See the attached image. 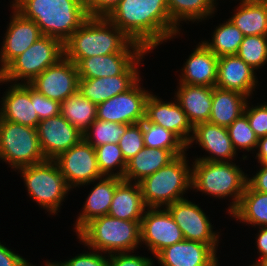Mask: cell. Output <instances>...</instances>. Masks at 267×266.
<instances>
[{"label": "cell", "instance_id": "obj_1", "mask_svg": "<svg viewBox=\"0 0 267 266\" xmlns=\"http://www.w3.org/2000/svg\"><path fill=\"white\" fill-rule=\"evenodd\" d=\"M107 18L131 41L150 52L180 36V28L170 19L166 0H120Z\"/></svg>", "mask_w": 267, "mask_h": 266}, {"label": "cell", "instance_id": "obj_2", "mask_svg": "<svg viewBox=\"0 0 267 266\" xmlns=\"http://www.w3.org/2000/svg\"><path fill=\"white\" fill-rule=\"evenodd\" d=\"M143 51L107 17L89 16L64 43V56L76 65L92 56Z\"/></svg>", "mask_w": 267, "mask_h": 266}, {"label": "cell", "instance_id": "obj_3", "mask_svg": "<svg viewBox=\"0 0 267 266\" xmlns=\"http://www.w3.org/2000/svg\"><path fill=\"white\" fill-rule=\"evenodd\" d=\"M11 6L33 20L43 36L63 44L89 17L83 0H13Z\"/></svg>", "mask_w": 267, "mask_h": 266}, {"label": "cell", "instance_id": "obj_4", "mask_svg": "<svg viewBox=\"0 0 267 266\" xmlns=\"http://www.w3.org/2000/svg\"><path fill=\"white\" fill-rule=\"evenodd\" d=\"M140 223L104 215L90 220L76 234L89 250L107 255L122 252L131 254L141 244Z\"/></svg>", "mask_w": 267, "mask_h": 266}, {"label": "cell", "instance_id": "obj_5", "mask_svg": "<svg viewBox=\"0 0 267 266\" xmlns=\"http://www.w3.org/2000/svg\"><path fill=\"white\" fill-rule=\"evenodd\" d=\"M191 188L209 196L231 197L229 215L238 206L247 184V174L234 162L201 161L192 162Z\"/></svg>", "mask_w": 267, "mask_h": 266}, {"label": "cell", "instance_id": "obj_6", "mask_svg": "<svg viewBox=\"0 0 267 266\" xmlns=\"http://www.w3.org/2000/svg\"><path fill=\"white\" fill-rule=\"evenodd\" d=\"M186 153L176 156L171 162L139 183L143 201L147 208L166 207L185 199L187 190H192V167Z\"/></svg>", "mask_w": 267, "mask_h": 266}, {"label": "cell", "instance_id": "obj_7", "mask_svg": "<svg viewBox=\"0 0 267 266\" xmlns=\"http://www.w3.org/2000/svg\"><path fill=\"white\" fill-rule=\"evenodd\" d=\"M63 57L64 44L60 40L41 36L0 72V83L15 81V84H30L39 74Z\"/></svg>", "mask_w": 267, "mask_h": 266}, {"label": "cell", "instance_id": "obj_8", "mask_svg": "<svg viewBox=\"0 0 267 266\" xmlns=\"http://www.w3.org/2000/svg\"><path fill=\"white\" fill-rule=\"evenodd\" d=\"M24 179L28 194L38 206L52 215L59 212L63 201L71 190L54 160L17 169ZM62 203V204H61Z\"/></svg>", "mask_w": 267, "mask_h": 266}, {"label": "cell", "instance_id": "obj_9", "mask_svg": "<svg viewBox=\"0 0 267 266\" xmlns=\"http://www.w3.org/2000/svg\"><path fill=\"white\" fill-rule=\"evenodd\" d=\"M0 160L17 169L46 161L37 128L0 120Z\"/></svg>", "mask_w": 267, "mask_h": 266}, {"label": "cell", "instance_id": "obj_10", "mask_svg": "<svg viewBox=\"0 0 267 266\" xmlns=\"http://www.w3.org/2000/svg\"><path fill=\"white\" fill-rule=\"evenodd\" d=\"M70 189L94 184L104 177L98 167L95 149L83 139L54 159Z\"/></svg>", "mask_w": 267, "mask_h": 266}, {"label": "cell", "instance_id": "obj_11", "mask_svg": "<svg viewBox=\"0 0 267 266\" xmlns=\"http://www.w3.org/2000/svg\"><path fill=\"white\" fill-rule=\"evenodd\" d=\"M165 208L181 229L185 240L208 244L217 252L220 234L213 230L214 226L201 207L185 198Z\"/></svg>", "mask_w": 267, "mask_h": 266}, {"label": "cell", "instance_id": "obj_12", "mask_svg": "<svg viewBox=\"0 0 267 266\" xmlns=\"http://www.w3.org/2000/svg\"><path fill=\"white\" fill-rule=\"evenodd\" d=\"M141 79L128 91L97 105L98 120L120 124H138L145 118V104L151 92L142 88Z\"/></svg>", "mask_w": 267, "mask_h": 266}, {"label": "cell", "instance_id": "obj_13", "mask_svg": "<svg viewBox=\"0 0 267 266\" xmlns=\"http://www.w3.org/2000/svg\"><path fill=\"white\" fill-rule=\"evenodd\" d=\"M146 210L140 223L141 245L148 247L155 258L164 248L184 240V236L166 208Z\"/></svg>", "mask_w": 267, "mask_h": 266}, {"label": "cell", "instance_id": "obj_14", "mask_svg": "<svg viewBox=\"0 0 267 266\" xmlns=\"http://www.w3.org/2000/svg\"><path fill=\"white\" fill-rule=\"evenodd\" d=\"M150 51L144 50L120 75L112 77H101L93 79H79L78 91L98 105L118 94L124 93L132 88L141 78L140 66L144 55Z\"/></svg>", "mask_w": 267, "mask_h": 266}, {"label": "cell", "instance_id": "obj_15", "mask_svg": "<svg viewBox=\"0 0 267 266\" xmlns=\"http://www.w3.org/2000/svg\"><path fill=\"white\" fill-rule=\"evenodd\" d=\"M78 83L77 65L64 56L39 74L29 85L40 94L62 103L78 91Z\"/></svg>", "mask_w": 267, "mask_h": 266}, {"label": "cell", "instance_id": "obj_16", "mask_svg": "<svg viewBox=\"0 0 267 266\" xmlns=\"http://www.w3.org/2000/svg\"><path fill=\"white\" fill-rule=\"evenodd\" d=\"M37 134L46 160H54L82 139V133L61 114L40 120Z\"/></svg>", "mask_w": 267, "mask_h": 266}, {"label": "cell", "instance_id": "obj_17", "mask_svg": "<svg viewBox=\"0 0 267 266\" xmlns=\"http://www.w3.org/2000/svg\"><path fill=\"white\" fill-rule=\"evenodd\" d=\"M12 16L0 51V72L17 56L26 51L41 36L39 26L23 17L11 5Z\"/></svg>", "mask_w": 267, "mask_h": 266}, {"label": "cell", "instance_id": "obj_18", "mask_svg": "<svg viewBox=\"0 0 267 266\" xmlns=\"http://www.w3.org/2000/svg\"><path fill=\"white\" fill-rule=\"evenodd\" d=\"M152 93L146 100L145 119L172 131L187 145L192 137L190 133H193V126L177 100L162 101Z\"/></svg>", "mask_w": 267, "mask_h": 266}, {"label": "cell", "instance_id": "obj_19", "mask_svg": "<svg viewBox=\"0 0 267 266\" xmlns=\"http://www.w3.org/2000/svg\"><path fill=\"white\" fill-rule=\"evenodd\" d=\"M193 142L199 144L207 153L209 152V156H200L194 160L219 162L235 160L234 157H236L237 152L232 145L227 127L210 122L199 123L193 127L192 137L187 144V149L191 148L189 146L193 145Z\"/></svg>", "mask_w": 267, "mask_h": 266}, {"label": "cell", "instance_id": "obj_20", "mask_svg": "<svg viewBox=\"0 0 267 266\" xmlns=\"http://www.w3.org/2000/svg\"><path fill=\"white\" fill-rule=\"evenodd\" d=\"M216 253L208 244L184 239L164 248L155 257L160 266H219Z\"/></svg>", "mask_w": 267, "mask_h": 266}, {"label": "cell", "instance_id": "obj_21", "mask_svg": "<svg viewBox=\"0 0 267 266\" xmlns=\"http://www.w3.org/2000/svg\"><path fill=\"white\" fill-rule=\"evenodd\" d=\"M10 84L0 101V120L37 128L40 120L35 111V100H31L30 85Z\"/></svg>", "mask_w": 267, "mask_h": 266}, {"label": "cell", "instance_id": "obj_22", "mask_svg": "<svg viewBox=\"0 0 267 266\" xmlns=\"http://www.w3.org/2000/svg\"><path fill=\"white\" fill-rule=\"evenodd\" d=\"M255 74V70L237 55L220 56L215 86L239 92L249 98L258 84Z\"/></svg>", "mask_w": 267, "mask_h": 266}, {"label": "cell", "instance_id": "obj_23", "mask_svg": "<svg viewBox=\"0 0 267 266\" xmlns=\"http://www.w3.org/2000/svg\"><path fill=\"white\" fill-rule=\"evenodd\" d=\"M219 57L201 41L181 69L179 83L214 87L218 76Z\"/></svg>", "mask_w": 267, "mask_h": 266}, {"label": "cell", "instance_id": "obj_24", "mask_svg": "<svg viewBox=\"0 0 267 266\" xmlns=\"http://www.w3.org/2000/svg\"><path fill=\"white\" fill-rule=\"evenodd\" d=\"M178 84L174 95L176 98L173 99L177 100L192 126L208 122L211 115L214 87Z\"/></svg>", "mask_w": 267, "mask_h": 266}, {"label": "cell", "instance_id": "obj_25", "mask_svg": "<svg viewBox=\"0 0 267 266\" xmlns=\"http://www.w3.org/2000/svg\"><path fill=\"white\" fill-rule=\"evenodd\" d=\"M146 209L139 183L121 179L117 183L108 215L127 221H141Z\"/></svg>", "mask_w": 267, "mask_h": 266}, {"label": "cell", "instance_id": "obj_26", "mask_svg": "<svg viewBox=\"0 0 267 266\" xmlns=\"http://www.w3.org/2000/svg\"><path fill=\"white\" fill-rule=\"evenodd\" d=\"M120 180L119 177L104 176L98 180V183L94 184L74 224L76 233L90 220L108 215L117 183Z\"/></svg>", "mask_w": 267, "mask_h": 266}, {"label": "cell", "instance_id": "obj_27", "mask_svg": "<svg viewBox=\"0 0 267 266\" xmlns=\"http://www.w3.org/2000/svg\"><path fill=\"white\" fill-rule=\"evenodd\" d=\"M141 53H112L82 59L77 64L79 79L120 75Z\"/></svg>", "mask_w": 267, "mask_h": 266}, {"label": "cell", "instance_id": "obj_28", "mask_svg": "<svg viewBox=\"0 0 267 266\" xmlns=\"http://www.w3.org/2000/svg\"><path fill=\"white\" fill-rule=\"evenodd\" d=\"M175 156L167 149L143 147L127 161L123 179L140 182L171 162Z\"/></svg>", "mask_w": 267, "mask_h": 266}, {"label": "cell", "instance_id": "obj_29", "mask_svg": "<svg viewBox=\"0 0 267 266\" xmlns=\"http://www.w3.org/2000/svg\"><path fill=\"white\" fill-rule=\"evenodd\" d=\"M248 97L236 91L214 86L210 123L228 127L244 114Z\"/></svg>", "mask_w": 267, "mask_h": 266}, {"label": "cell", "instance_id": "obj_30", "mask_svg": "<svg viewBox=\"0 0 267 266\" xmlns=\"http://www.w3.org/2000/svg\"><path fill=\"white\" fill-rule=\"evenodd\" d=\"M229 20L243 33L249 35H267V3L240 0Z\"/></svg>", "mask_w": 267, "mask_h": 266}, {"label": "cell", "instance_id": "obj_31", "mask_svg": "<svg viewBox=\"0 0 267 266\" xmlns=\"http://www.w3.org/2000/svg\"><path fill=\"white\" fill-rule=\"evenodd\" d=\"M240 223L257 227H267V193L253 190L248 184L244 189L240 202L230 214Z\"/></svg>", "mask_w": 267, "mask_h": 266}, {"label": "cell", "instance_id": "obj_32", "mask_svg": "<svg viewBox=\"0 0 267 266\" xmlns=\"http://www.w3.org/2000/svg\"><path fill=\"white\" fill-rule=\"evenodd\" d=\"M171 21L178 27L181 21L202 22L217 12V0H166ZM217 3V4H216ZM206 18V19H205Z\"/></svg>", "mask_w": 267, "mask_h": 266}, {"label": "cell", "instance_id": "obj_33", "mask_svg": "<svg viewBox=\"0 0 267 266\" xmlns=\"http://www.w3.org/2000/svg\"><path fill=\"white\" fill-rule=\"evenodd\" d=\"M96 110L97 105L77 91L61 103L60 114L83 133L97 119Z\"/></svg>", "mask_w": 267, "mask_h": 266}, {"label": "cell", "instance_id": "obj_34", "mask_svg": "<svg viewBox=\"0 0 267 266\" xmlns=\"http://www.w3.org/2000/svg\"><path fill=\"white\" fill-rule=\"evenodd\" d=\"M142 124L144 147L169 150L175 157L186 153L187 145L172 131L147 121Z\"/></svg>", "mask_w": 267, "mask_h": 266}, {"label": "cell", "instance_id": "obj_35", "mask_svg": "<svg viewBox=\"0 0 267 266\" xmlns=\"http://www.w3.org/2000/svg\"><path fill=\"white\" fill-rule=\"evenodd\" d=\"M212 34L210 42L204 40L202 43L218 57L236 55L244 38L243 33L229 19L220 23Z\"/></svg>", "mask_w": 267, "mask_h": 266}, {"label": "cell", "instance_id": "obj_36", "mask_svg": "<svg viewBox=\"0 0 267 266\" xmlns=\"http://www.w3.org/2000/svg\"><path fill=\"white\" fill-rule=\"evenodd\" d=\"M130 124L96 119L83 133V140L94 148L107 143L118 144Z\"/></svg>", "mask_w": 267, "mask_h": 266}, {"label": "cell", "instance_id": "obj_37", "mask_svg": "<svg viewBox=\"0 0 267 266\" xmlns=\"http://www.w3.org/2000/svg\"><path fill=\"white\" fill-rule=\"evenodd\" d=\"M94 149L101 174L106 177H119L123 179L127 162L118 144L107 143ZM115 170L116 172H114Z\"/></svg>", "mask_w": 267, "mask_h": 266}, {"label": "cell", "instance_id": "obj_38", "mask_svg": "<svg viewBox=\"0 0 267 266\" xmlns=\"http://www.w3.org/2000/svg\"><path fill=\"white\" fill-rule=\"evenodd\" d=\"M254 70L267 64V35L244 36L236 54Z\"/></svg>", "mask_w": 267, "mask_h": 266}, {"label": "cell", "instance_id": "obj_39", "mask_svg": "<svg viewBox=\"0 0 267 266\" xmlns=\"http://www.w3.org/2000/svg\"><path fill=\"white\" fill-rule=\"evenodd\" d=\"M227 130L236 152L239 148L248 152L256 151L258 137L250 127L245 114H242L239 118L235 119L231 125L227 127Z\"/></svg>", "mask_w": 267, "mask_h": 266}, {"label": "cell", "instance_id": "obj_40", "mask_svg": "<svg viewBox=\"0 0 267 266\" xmlns=\"http://www.w3.org/2000/svg\"><path fill=\"white\" fill-rule=\"evenodd\" d=\"M118 146L126 162L133 158L144 147L142 124L130 125L120 137Z\"/></svg>", "mask_w": 267, "mask_h": 266}, {"label": "cell", "instance_id": "obj_41", "mask_svg": "<svg viewBox=\"0 0 267 266\" xmlns=\"http://www.w3.org/2000/svg\"><path fill=\"white\" fill-rule=\"evenodd\" d=\"M249 104L247 101L244 114L247 116L250 127L258 138L267 136V102L255 105V107Z\"/></svg>", "mask_w": 267, "mask_h": 266}, {"label": "cell", "instance_id": "obj_42", "mask_svg": "<svg viewBox=\"0 0 267 266\" xmlns=\"http://www.w3.org/2000/svg\"><path fill=\"white\" fill-rule=\"evenodd\" d=\"M31 100H35V111L39 120L51 118L60 114L61 103L40 94L30 86Z\"/></svg>", "mask_w": 267, "mask_h": 266}, {"label": "cell", "instance_id": "obj_43", "mask_svg": "<svg viewBox=\"0 0 267 266\" xmlns=\"http://www.w3.org/2000/svg\"><path fill=\"white\" fill-rule=\"evenodd\" d=\"M59 262L63 266H110L109 255H103L102 252L94 249L90 252L80 253L69 260Z\"/></svg>", "mask_w": 267, "mask_h": 266}, {"label": "cell", "instance_id": "obj_44", "mask_svg": "<svg viewBox=\"0 0 267 266\" xmlns=\"http://www.w3.org/2000/svg\"><path fill=\"white\" fill-rule=\"evenodd\" d=\"M130 252L109 255L110 266H154V259L145 256L129 254Z\"/></svg>", "mask_w": 267, "mask_h": 266}, {"label": "cell", "instance_id": "obj_45", "mask_svg": "<svg viewBox=\"0 0 267 266\" xmlns=\"http://www.w3.org/2000/svg\"><path fill=\"white\" fill-rule=\"evenodd\" d=\"M87 14L93 17H107L120 0H83Z\"/></svg>", "mask_w": 267, "mask_h": 266}, {"label": "cell", "instance_id": "obj_46", "mask_svg": "<svg viewBox=\"0 0 267 266\" xmlns=\"http://www.w3.org/2000/svg\"><path fill=\"white\" fill-rule=\"evenodd\" d=\"M11 250L0 242V266H34L28 260Z\"/></svg>", "mask_w": 267, "mask_h": 266}, {"label": "cell", "instance_id": "obj_47", "mask_svg": "<svg viewBox=\"0 0 267 266\" xmlns=\"http://www.w3.org/2000/svg\"><path fill=\"white\" fill-rule=\"evenodd\" d=\"M259 169L253 177L247 176V184L255 191L267 193V164H260Z\"/></svg>", "mask_w": 267, "mask_h": 266}, {"label": "cell", "instance_id": "obj_48", "mask_svg": "<svg viewBox=\"0 0 267 266\" xmlns=\"http://www.w3.org/2000/svg\"><path fill=\"white\" fill-rule=\"evenodd\" d=\"M258 235L256 236V249L259 252V261L249 266H261L267 263V227H258Z\"/></svg>", "mask_w": 267, "mask_h": 266}, {"label": "cell", "instance_id": "obj_49", "mask_svg": "<svg viewBox=\"0 0 267 266\" xmlns=\"http://www.w3.org/2000/svg\"><path fill=\"white\" fill-rule=\"evenodd\" d=\"M256 158L259 164H267V136L258 138Z\"/></svg>", "mask_w": 267, "mask_h": 266}, {"label": "cell", "instance_id": "obj_50", "mask_svg": "<svg viewBox=\"0 0 267 266\" xmlns=\"http://www.w3.org/2000/svg\"><path fill=\"white\" fill-rule=\"evenodd\" d=\"M46 264L44 266H63L60 262L55 261V262H50V261H46ZM36 266V265H34Z\"/></svg>", "mask_w": 267, "mask_h": 266}, {"label": "cell", "instance_id": "obj_51", "mask_svg": "<svg viewBox=\"0 0 267 266\" xmlns=\"http://www.w3.org/2000/svg\"><path fill=\"white\" fill-rule=\"evenodd\" d=\"M250 1H253V2H267V0H250Z\"/></svg>", "mask_w": 267, "mask_h": 266}]
</instances>
